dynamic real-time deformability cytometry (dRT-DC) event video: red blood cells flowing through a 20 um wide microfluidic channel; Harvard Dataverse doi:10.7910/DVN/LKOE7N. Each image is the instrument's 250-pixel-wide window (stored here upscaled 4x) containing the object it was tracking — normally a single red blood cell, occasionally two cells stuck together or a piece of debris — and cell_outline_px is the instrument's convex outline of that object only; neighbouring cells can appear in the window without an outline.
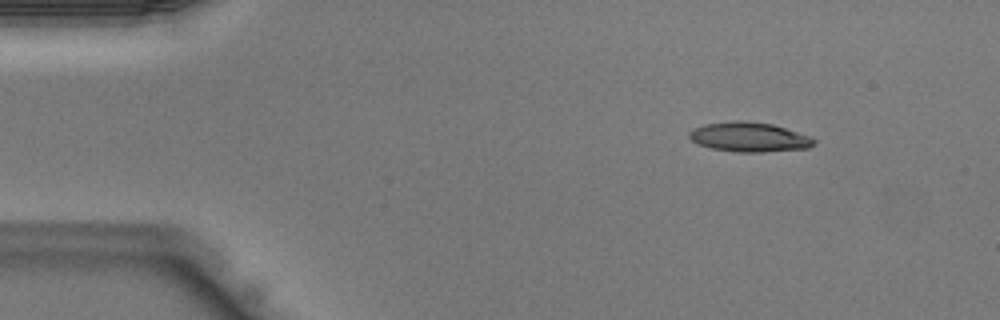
{"species": "Egyptian fruit bat (a non-hibernating species)", "species_latin": "Rousettus aegyptiacus", "temperature_condition": "warm", "stored_images_in_passage": 40, "camera_frame_rate_fps": 3000, "um_per_image_px": 0.085, "animal": {"sex": "male"}, "frame": {"image": 1, "passage_image": 3, "time_ms": 0.667, "image_size_px": [1000, 320], "cell_outline_px": [[816, 144], [808, 148], [764, 152], [736, 152], [712, 148], [696, 144], [688, 136], [688, 132], [692, 128], [704, 124], [736, 120], [744, 120], [772, 124], [808, 136], [816, 140]], "centroid_in_image_um": [63.64, 11.65], "position_along_channel_um": 21.4, "area_um2": 21.56}}
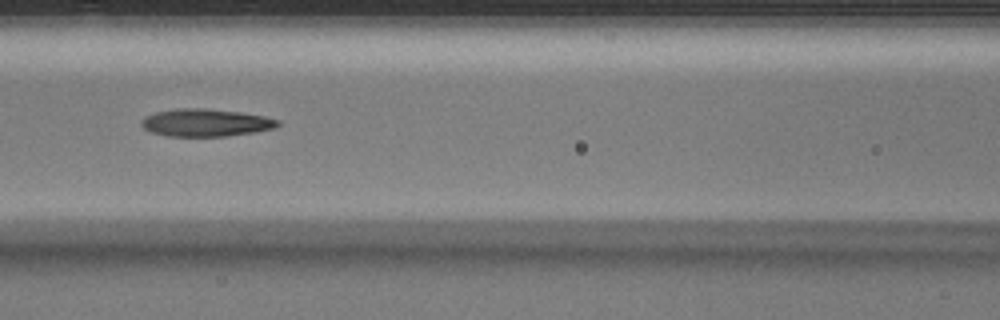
{"frame": {"image": 2, "passage_image": 16, "time_ms": 5.0, "image_size_px": [1000, 320], "cell_outline_px": [[280, 124], [272, 128], [252, 132], [228, 136], [168, 136], [152, 132], [144, 128], [140, 124], [140, 120], [144, 116], [156, 112], [176, 108], [204, 108], [240, 112], [264, 116], [280, 120]], "centroid_in_image_um": [17.44, 10.42], "position_along_channel_um": 149.2, "area_um2": 21.85}}
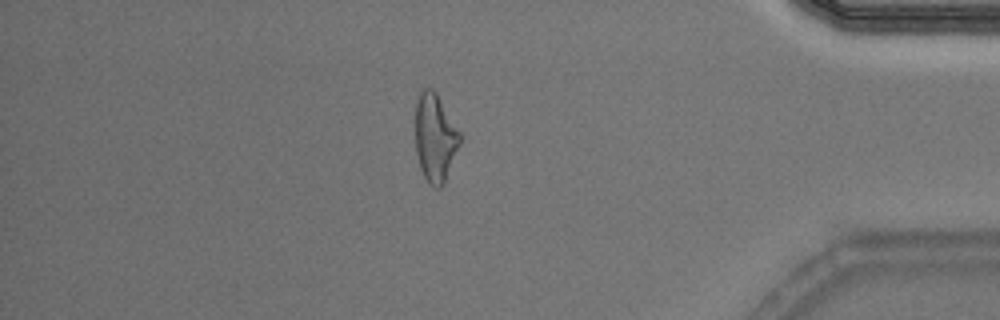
{"frame": {"image": 3, "passage_image": 34, "time_ms": 11.0, "image_size_px": [1000, 320], "cell_outline_px": [[460, 144], [444, 184], [440, 188], [432, 188], [428, 184], [420, 168], [416, 152], [416, 100], [420, 92], [424, 88], [432, 88], [436, 92], [460, 132]], "centroid_in_image_um": [36.98, 11.73], "position_along_channel_um": 398.2, "area_um2": 22.89}}